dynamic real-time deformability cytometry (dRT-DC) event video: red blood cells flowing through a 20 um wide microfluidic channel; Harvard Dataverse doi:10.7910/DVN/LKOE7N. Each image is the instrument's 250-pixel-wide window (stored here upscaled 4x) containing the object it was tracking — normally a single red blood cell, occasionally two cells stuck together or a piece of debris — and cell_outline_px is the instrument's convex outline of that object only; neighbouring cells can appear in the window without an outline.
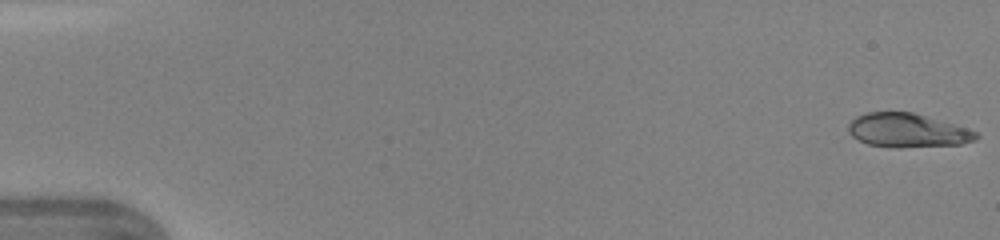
{"species": "human", "species_latin": "Homo sapiens", "temperature_condition": "warm", "stored_images_in_passage": 46, "camera_frame_rate_fps": 3000, "um_per_image_px": 0.085, "donor": {"sex": "female"}, "frame": {"image": 1, "passage_image": 1, "time_ms": 0.0, "image_size_px": [1000, 240], "cell_outline_px": [[980, 136], [976, 140], [960, 144], [900, 148], [892, 148], [868, 144], [852, 136], [848, 132], [848, 124], [856, 116], [868, 112], [912, 112], [968, 128], [976, 132]], "centroid_in_image_um": [77.13, 11.09], "position_along_channel_um": 7.9, "area_um2": 25.26}}
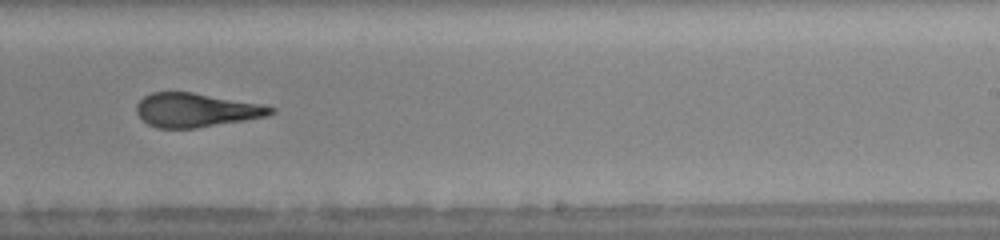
{"frame": {"image": 2, "passage_image": 30, "time_ms": 9.667, "image_size_px": [1000, 240], "cell_outline_px": [[276, 112], [268, 116], [196, 128], [156, 128], [148, 124], [136, 112], [136, 104], [144, 96], [152, 92], [192, 92], [260, 104], [276, 108]], "centroid_in_image_um": [16.66, 9.36], "position_along_channel_um": 272.3, "area_um2": 26.36}}
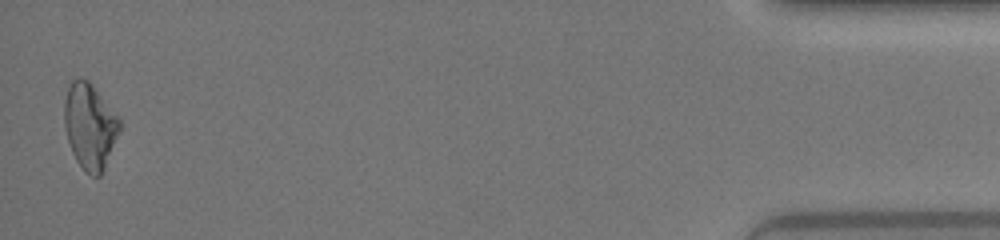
{"frame": {"image": 3, "passage_image": 46, "time_ms": 15.0, "image_size_px": [1000, 240], "cell_outline_px": [[120, 128], [104, 168], [100, 176], [92, 176], [76, 160], [72, 152], [68, 140], [64, 124], [64, 100], [68, 88], [72, 80], [80, 76], [88, 80], [120, 120]], "centroid_in_image_um": [7.6, 10.69], "position_along_channel_um": 427.6, "area_um2": 26.93}, "authors_computed_cell_mechanics": {"area_um2": 26.9348, "velocity_mm_per_s": 4.3979, "shape_relaxation_time_tau1_ms": 4.8884, "shape_relaxation_time_tau2_ms": 1.4269, "deformation_change_tau1": 0.1969, "deformation_change_tau2": 0.0895}}